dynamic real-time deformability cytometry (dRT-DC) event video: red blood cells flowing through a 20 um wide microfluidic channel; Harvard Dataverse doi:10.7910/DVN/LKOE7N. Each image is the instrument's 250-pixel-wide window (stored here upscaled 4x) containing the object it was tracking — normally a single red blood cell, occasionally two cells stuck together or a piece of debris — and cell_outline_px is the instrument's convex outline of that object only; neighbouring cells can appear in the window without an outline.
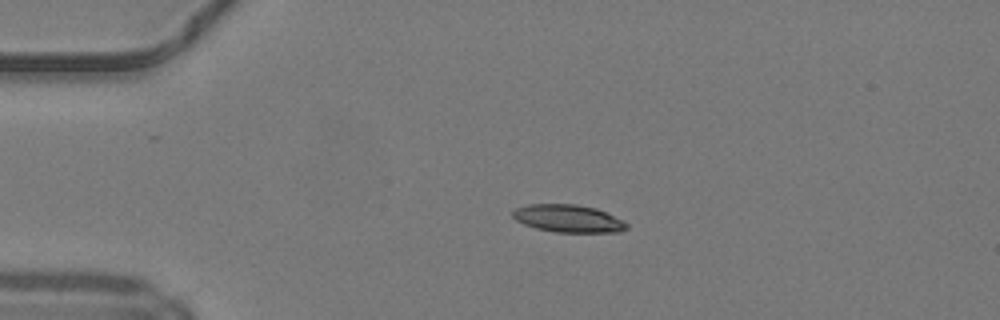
{"species": "common noctule bat (a hibernating species)", "species_latin": "Nyctalus noctula", "temperature_condition": "warm", "stored_images_in_passage": 39, "camera_frame_rate_fps": 3000, "um_per_image_px": 0.085, "animal": {"sex": "male", "body_mass_g": 19.2, "forearm_length_mm": 51.8}, "frame": {"image": 1, "passage_image": 1, "time_ms": 0.0, "image_size_px": [1000, 320], "cell_outline_px": [[628, 228], [620, 232], [556, 232], [536, 228], [524, 224], [516, 220], [512, 216], [512, 212], [516, 208], [528, 204], [576, 204], [596, 208], [624, 220], [628, 224]], "centroid_in_image_um": [48.32, 18.57], "position_along_channel_um": 36.7, "area_um2": 18.38}}
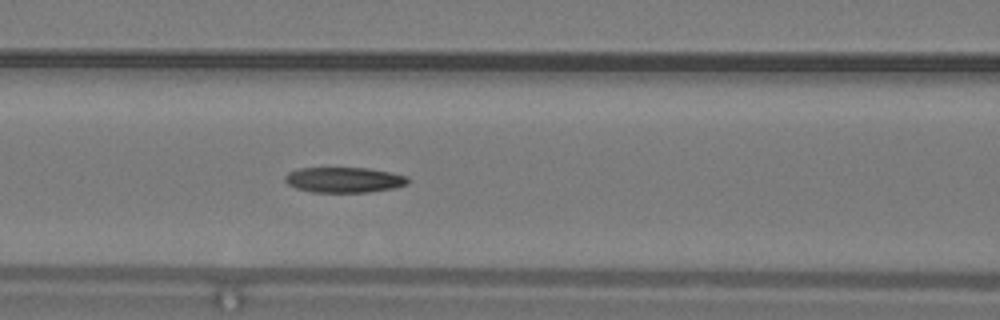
{"frame": {"image": 2, "passage_image": 11, "time_ms": 3.333, "image_size_px": [1000, 320], "cell_outline_px": [[408, 184], [396, 188], [368, 192], [312, 192], [296, 188], [288, 184], [284, 180], [284, 176], [288, 172], [300, 168], [368, 168], [408, 176]], "centroid_in_image_um": [29.24, 15.29], "position_along_channel_um": 137.4, "area_um2": 18.21}}
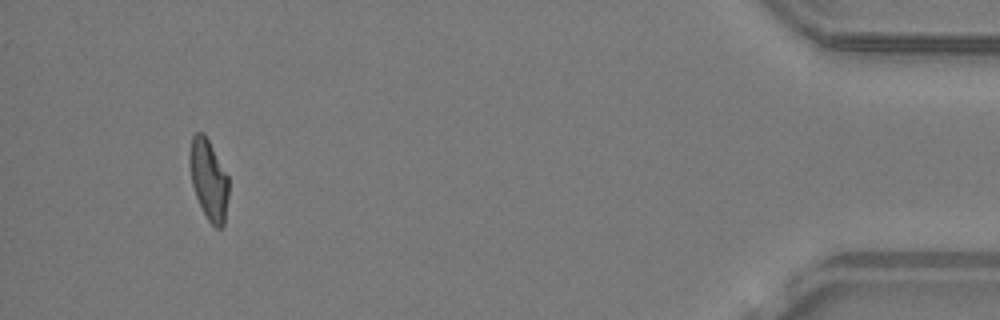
{"frame": {"image": 3, "passage_image": 36, "time_ms": 11.667, "image_size_px": [1000, 320], "cell_outline_px": [[228, 196], [224, 224], [220, 228], [216, 228], [208, 220], [196, 196], [192, 184], [188, 160], [188, 156], [192, 136], [196, 132], [204, 132], [228, 176]], "centroid_in_image_um": [17.72, 15.24], "position_along_channel_um": 417.5, "area_um2": 18.21}, "authors_computed_cell_mechanics": {"area_um2": 18.6116, "velocity_mm_per_s": 4.2216, "shape_relaxation_time_tau1_ms": 8.0976, "shape_relaxation_time_tau2_ms": 3.881, "deformation_change_tau1": 0.225, "deformation_change_tau2": 0.1313}}